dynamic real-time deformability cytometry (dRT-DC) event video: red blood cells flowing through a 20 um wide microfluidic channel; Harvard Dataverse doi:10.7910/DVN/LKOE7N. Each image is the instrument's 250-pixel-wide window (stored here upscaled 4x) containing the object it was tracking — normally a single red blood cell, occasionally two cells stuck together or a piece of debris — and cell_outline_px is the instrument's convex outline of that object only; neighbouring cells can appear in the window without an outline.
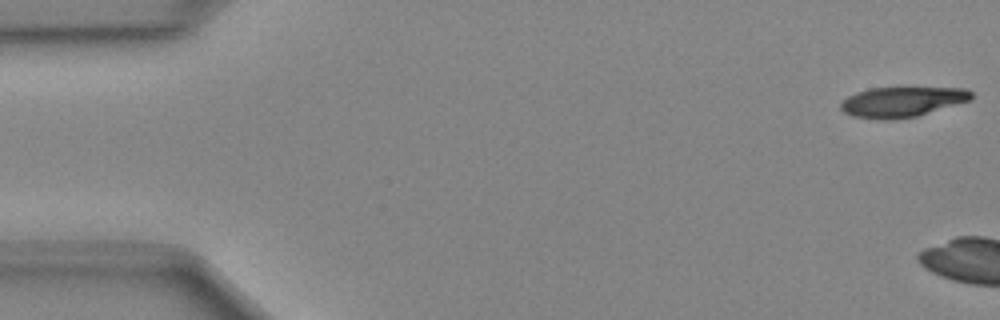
{"species": "Egyptian fruit bat (a non-hibernating species)", "species_latin": "Rousettus aegyptiacus", "temperature_condition": "cold", "stored_images_in_passage": 5, "camera_frame_rate_fps": 3000, "um_per_image_px": 0.085, "animal": {"sex": "female"}, "frame": {"image": 1, "passage_image": 1, "time_ms": 0.0, "image_size_px": [1000, 320], "cell_outline_px": [[972, 100], [916, 116], [892, 120], [880, 120], [852, 116], [844, 112], [840, 108], [840, 104], [848, 96], [856, 92], [872, 88], [968, 88], [972, 92]], "centroid_in_image_um": [76.68, 8.66], "position_along_channel_um": 8.3, "area_um2": 22.95}}